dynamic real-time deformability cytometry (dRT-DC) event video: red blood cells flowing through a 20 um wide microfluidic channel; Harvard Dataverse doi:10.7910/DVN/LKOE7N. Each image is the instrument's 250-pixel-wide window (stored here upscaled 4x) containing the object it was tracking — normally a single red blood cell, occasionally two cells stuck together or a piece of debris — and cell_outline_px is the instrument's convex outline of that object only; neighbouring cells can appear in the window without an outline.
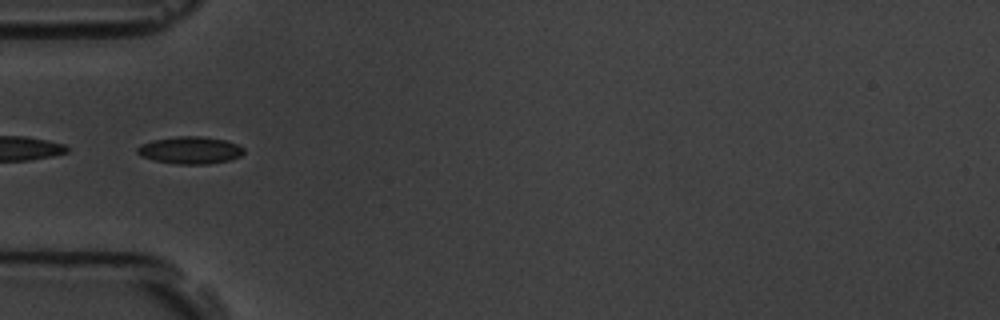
{"species": "common noctule bat (a hibernating species)", "species_latin": "Nyctalus noctula", "temperature_condition": "room temperature", "stored_images_in_passage": 9, "segment_of_instrument_passage": [2, 2], "camera_frame_rate_fps": 3000, "um_per_image_px": 0.085, "animal": {"sex": "male", "body_mass_g": 19.5, "forearm_length_mm": 54.6}, "frame": {"image": 1, "passage_image": 4, "time_ms": 3.333, "image_size_px": [1000, 320], "cell_outline_px": [[244, 152], [240, 156], [228, 160], [208, 164], [176, 164], [156, 160], [140, 156], [136, 152], [136, 148], [140, 144], [152, 140], [176, 136], [204, 136], [224, 140], [236, 144], [244, 148]], "centroid_in_image_um": [16.13, 12.76], "position_along_channel_um": 68.9, "area_um2": 16.94}}
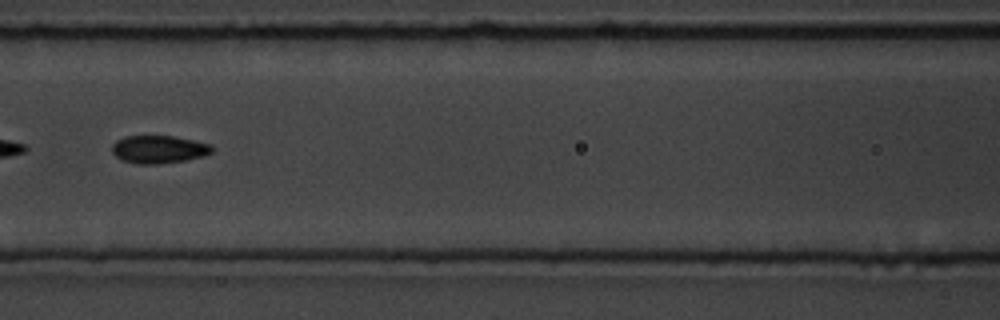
{"frame": {"image": 2, "passage_image": 6, "time_ms": 5.667, "image_size_px": [1000, 320], "cell_outline_px": [[212, 152], [204, 156], [184, 160], [156, 164], [136, 164], [120, 160], [112, 152], [112, 144], [116, 140], [124, 136], [172, 136], [212, 144]], "centroid_in_image_um": [13.46, 12.69], "position_along_channel_um": 153.1, "area_um2": 16.24}}
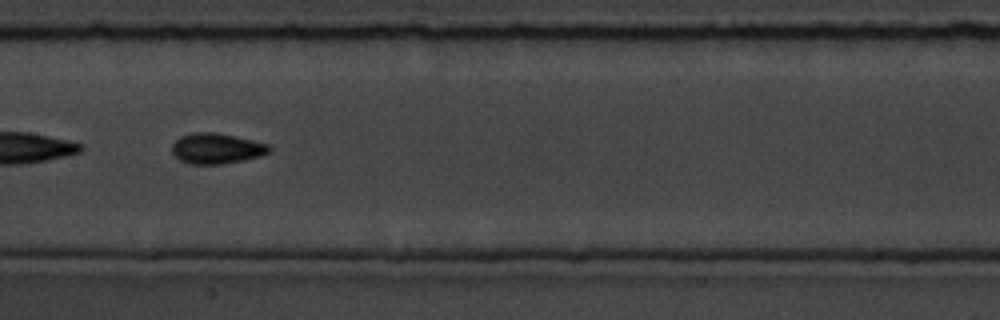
{"frame": {"image": 3, "passage_image": 7, "time_ms": 6.667, "image_size_px": [1000, 320], "cell_outline_px": [[272, 148], [268, 152], [260, 156], [244, 160], [220, 164], [188, 164], [180, 160], [172, 152], [172, 144], [180, 136], [192, 132], [216, 132], [252, 140], [268, 144]], "centroid_in_image_um": [18.39, 12.61], "position_along_channel_um": 189.0, "area_um2": 17.28}}